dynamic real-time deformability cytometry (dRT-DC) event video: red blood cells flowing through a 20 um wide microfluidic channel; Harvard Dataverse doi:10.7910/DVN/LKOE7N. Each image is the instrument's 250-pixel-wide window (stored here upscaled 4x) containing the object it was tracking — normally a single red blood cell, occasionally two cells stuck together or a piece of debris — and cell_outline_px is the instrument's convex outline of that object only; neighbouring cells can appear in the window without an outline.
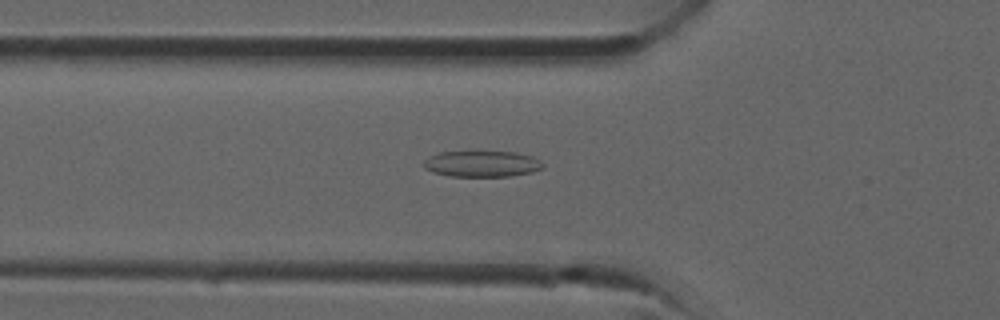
{"species": "common noctule bat (a hibernating species)", "species_latin": "Nyctalus noctula", "temperature_condition": "room temperature", "stored_images_in_passage": 35, "camera_frame_rate_fps": 3000, "um_per_image_px": 0.085, "animal": {"sex": "male", "forearm_length_mm": 52.5}, "frame": {"image": 1, "passage_image": 12, "time_ms": 3.667, "image_size_px": [1000, 320], "cell_outline_px": [[544, 164], [540, 168], [532, 172], [512, 176], [448, 176], [432, 172], [424, 168], [424, 160], [428, 156], [440, 152], [516, 152], [532, 156], [540, 160]], "centroid_in_image_um": [40.94, 13.93], "position_along_channel_um": 84.9, "area_um2": 18.09}}
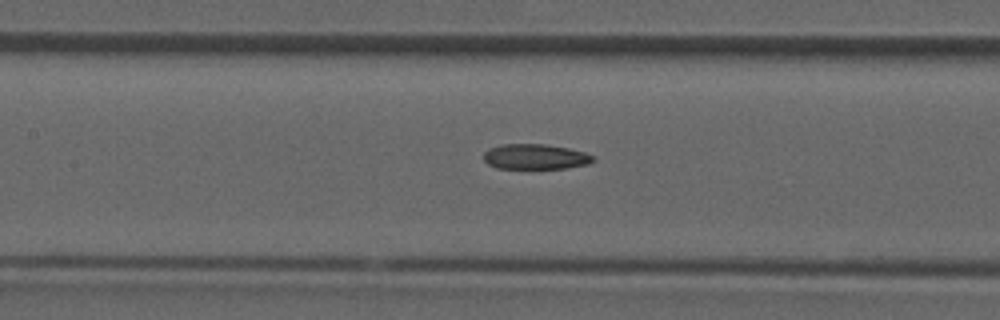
{"frame": {"image": 2, "passage_image": 16, "time_ms": 5.0, "image_size_px": [1000, 320], "cell_outline_px": [[596, 160], [588, 164], [564, 168], [496, 168], [488, 164], [484, 160], [484, 152], [488, 148], [500, 144], [544, 144], [568, 148], [584, 152], [596, 156]], "centroid_in_image_um": [45.5, 13.31], "position_along_channel_um": 161.9, "area_um2": 16.18}}
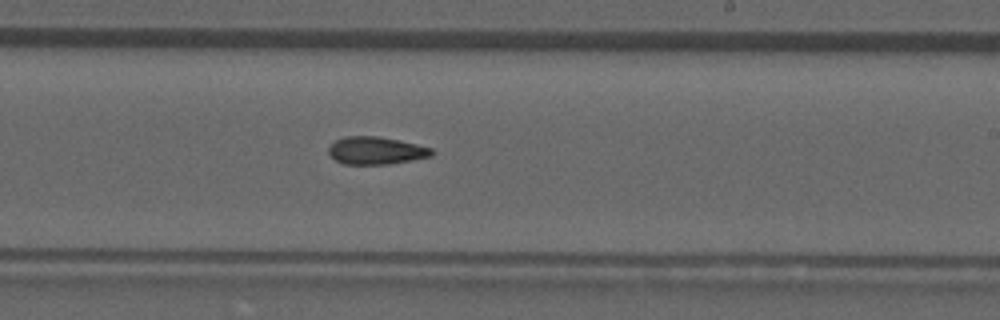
{"frame": {"image": 3, "passage_image": 21, "time_ms": 6.667, "image_size_px": [1000, 320], "cell_outline_px": [[436, 152], [432, 156], [412, 160], [388, 164], [344, 164], [336, 160], [328, 152], [328, 148], [336, 140], [344, 136], [376, 136], [400, 140], [432, 148]], "centroid_in_image_um": [31.99, 12.79], "position_along_channel_um": 257.0, "area_um2": 16.59}}